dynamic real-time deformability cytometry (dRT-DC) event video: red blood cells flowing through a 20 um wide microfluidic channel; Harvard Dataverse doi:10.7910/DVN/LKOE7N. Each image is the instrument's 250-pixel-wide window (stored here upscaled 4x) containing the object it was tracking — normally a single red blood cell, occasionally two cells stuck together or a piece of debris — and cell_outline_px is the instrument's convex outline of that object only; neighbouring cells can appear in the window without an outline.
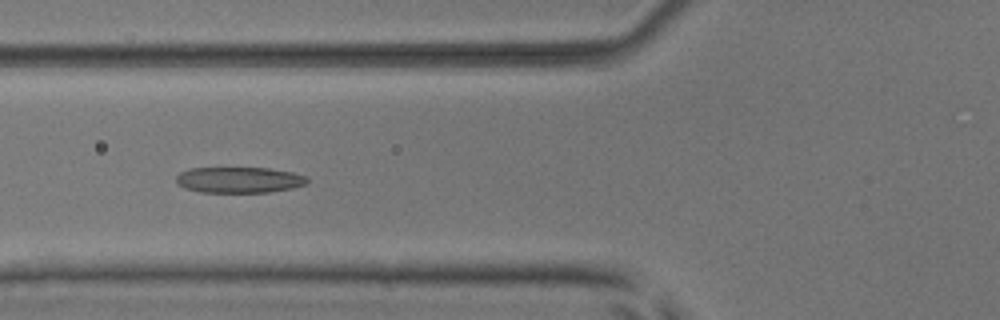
{"species": "common noctule bat (a hibernating species)", "species_latin": "Nyctalus noctula", "temperature_condition": "room temperature", "stored_images_in_passage": 6, "camera_frame_rate_fps": 3000, "um_per_image_px": 0.085, "animal": {"sex": "male", "body_mass_g": 17.9, "forearm_length_mm": 54.2}, "frame": {"image": 1, "passage_image": 5, "time_ms": 5.333, "image_size_px": [1000, 320], "cell_outline_px": [[308, 180], [304, 184], [292, 188], [268, 192], [200, 192], [184, 188], [176, 184], [176, 176], [180, 172], [188, 168], [268, 168], [292, 172], [308, 176]], "centroid_in_image_um": [20.29, 15.29], "position_along_channel_um": 105.5, "area_um2": 19.83}}
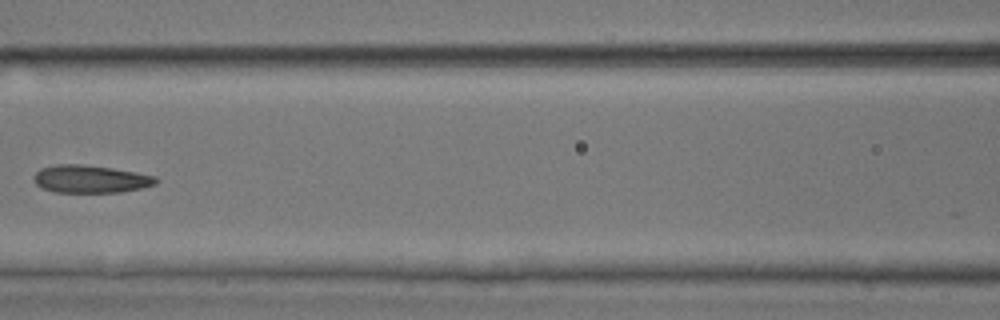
{"frame": {"image": 2, "passage_image": 6, "time_ms": 6.667, "image_size_px": [1000, 320], "cell_outline_px": [[160, 180], [156, 184], [140, 188], [120, 192], [56, 192], [40, 188], [32, 180], [32, 176], [40, 168], [56, 164], [84, 164], [112, 168], [136, 172], [156, 176]], "centroid_in_image_um": [7.66, 15.21], "position_along_channel_um": 158.9, "area_um2": 19.94}}